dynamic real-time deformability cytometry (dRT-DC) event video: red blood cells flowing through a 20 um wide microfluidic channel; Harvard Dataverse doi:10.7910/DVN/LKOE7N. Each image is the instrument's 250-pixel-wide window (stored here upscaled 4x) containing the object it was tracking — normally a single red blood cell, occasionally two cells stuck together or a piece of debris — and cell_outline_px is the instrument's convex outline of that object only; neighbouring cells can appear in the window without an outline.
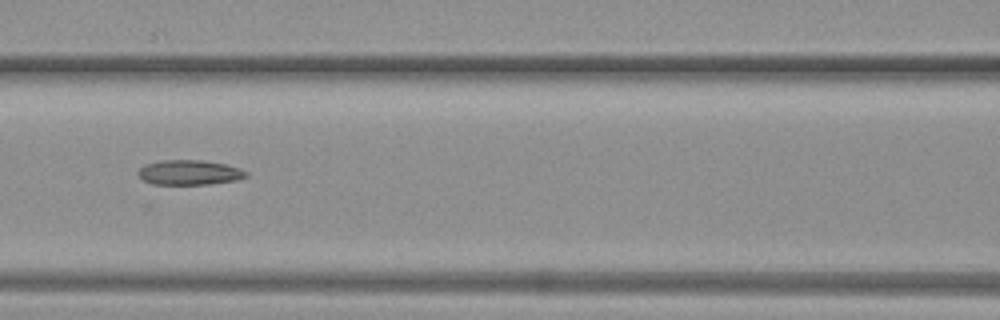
{"species": "common noctule bat (a hibernating species)", "species_latin": "Nyctalus noctula", "temperature_condition": "warm", "stored_images_in_passage": 33, "camera_frame_rate_fps": 3000, "um_per_image_px": 0.085, "animal": {"sex": "female", "body_mass_g": 19.3, "forearm_length_mm": 54.1}, "frame": {"image": 1, "passage_image": 12, "time_ms": 3.667, "image_size_px": [1000, 320], "cell_outline_px": [[248, 176], [236, 180], [208, 184], [152, 184], [144, 180], [136, 172], [144, 164], [160, 160], [204, 160], [224, 164], [248, 172]], "centroid_in_image_um": [16.06, 14.65], "position_along_channel_um": 150.5, "area_um2": 15.55}}
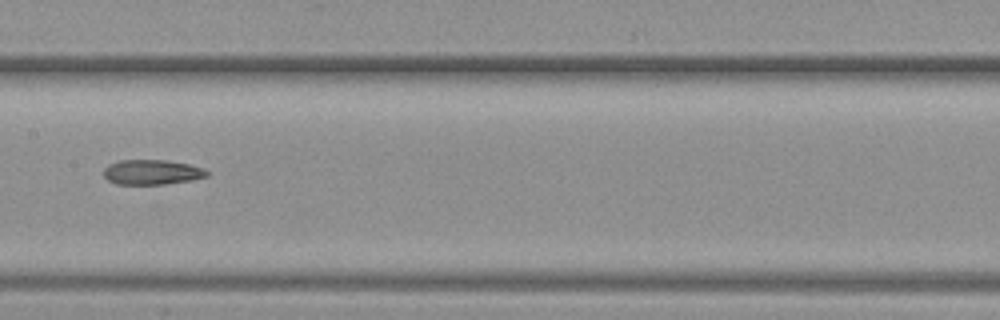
{"frame": {"image": 2, "passage_image": 15, "time_ms": 4.667, "image_size_px": [1000, 320], "cell_outline_px": [[208, 176], [192, 180], [164, 184], [116, 184], [108, 180], [104, 176], [104, 168], [108, 164], [120, 160], [164, 160], [188, 164], [204, 168], [208, 172]], "centroid_in_image_um": [12.9, 14.63], "position_along_channel_um": 194.5, "area_um2": 14.97}}